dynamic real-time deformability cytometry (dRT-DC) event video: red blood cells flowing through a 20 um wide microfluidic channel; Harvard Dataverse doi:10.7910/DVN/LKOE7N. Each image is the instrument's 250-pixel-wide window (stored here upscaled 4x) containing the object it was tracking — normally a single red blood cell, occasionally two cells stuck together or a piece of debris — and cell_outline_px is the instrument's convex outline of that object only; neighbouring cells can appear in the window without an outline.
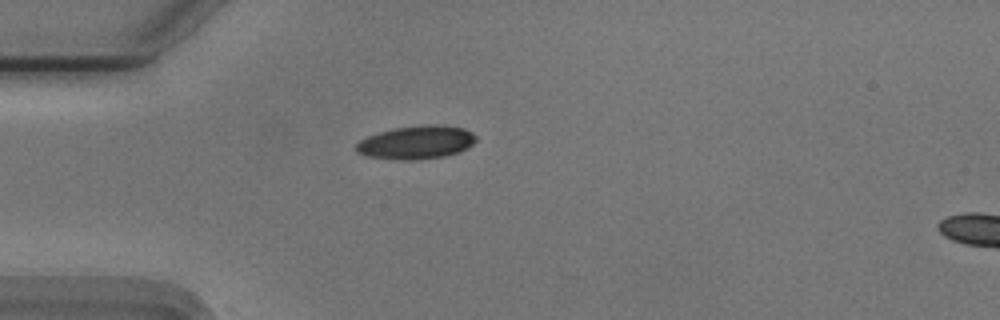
{"species": "Egyptian fruit bat (a non-hibernating species)", "species_latin": "Rousettus aegyptiacus", "temperature_condition": "cold", "stored_images_in_passage": 3, "camera_frame_rate_fps": 3000, "um_per_image_px": 0.085, "animal": {"sex": "male"}, "frame": {"image": 1, "passage_image": 1, "time_ms": 0.0, "image_size_px": [1000, 320], "cell_outline_px": [[476, 140], [468, 148], [460, 152], [444, 156], [412, 160], [400, 160], [368, 156], [356, 152], [356, 144], [360, 140], [368, 136], [380, 132], [396, 128], [428, 124], [436, 124], [464, 128], [472, 132], [476, 136]], "centroid_in_image_um": [35.42, 12.1], "position_along_channel_um": 49.6, "area_um2": 23.18}}